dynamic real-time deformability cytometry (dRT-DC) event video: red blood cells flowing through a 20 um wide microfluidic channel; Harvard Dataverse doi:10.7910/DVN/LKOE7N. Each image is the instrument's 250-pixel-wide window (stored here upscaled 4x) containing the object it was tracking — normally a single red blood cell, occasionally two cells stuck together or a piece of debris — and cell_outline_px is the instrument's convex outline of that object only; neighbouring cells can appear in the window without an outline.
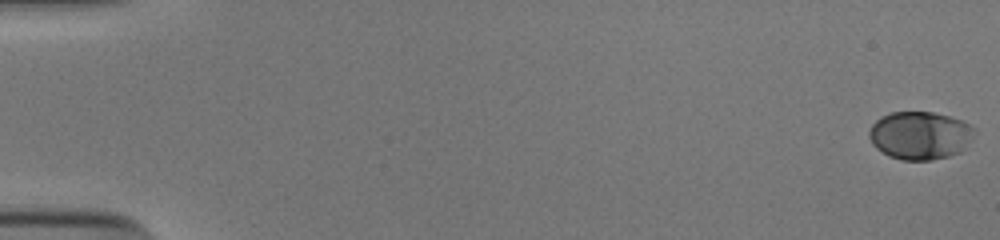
{"species": "human", "species_latin": "Homo sapiens", "temperature_condition": "cold", "stored_images_in_passage": 54, "camera_frame_rate_fps": 3000, "um_per_image_px": 0.085, "donor": {"sex": "male"}, "frame": {"image": 1, "passage_image": 1, "time_ms": 0.0, "image_size_px": [1000, 240], "cell_outline_px": [[976, 132], [972, 140], [960, 152], [948, 156], [932, 160], [900, 160], [888, 156], [876, 148], [872, 144], [868, 136], [868, 132], [872, 124], [880, 116], [892, 112], [932, 112], [964, 120], [976, 128]], "centroid_in_image_um": [78.21, 11.51], "position_along_channel_um": 6.8, "area_um2": 29.88}}
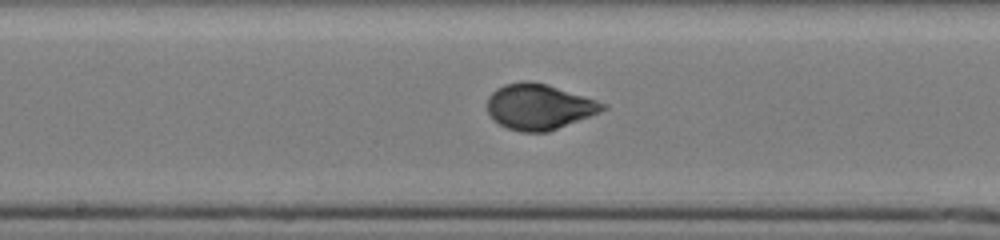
{"frame": {"image": 2, "passage_image": 30, "time_ms": 9.667, "image_size_px": [1000, 240], "cell_outline_px": [[608, 108], [600, 112], [548, 132], [520, 132], [508, 128], [492, 120], [488, 112], [488, 96], [496, 88], [504, 84], [524, 80], [528, 80], [544, 84], [596, 100], [608, 104]], "centroid_in_image_um": [45.79, 9.08], "position_along_channel_um": 202.4, "area_um2": 30.52}}
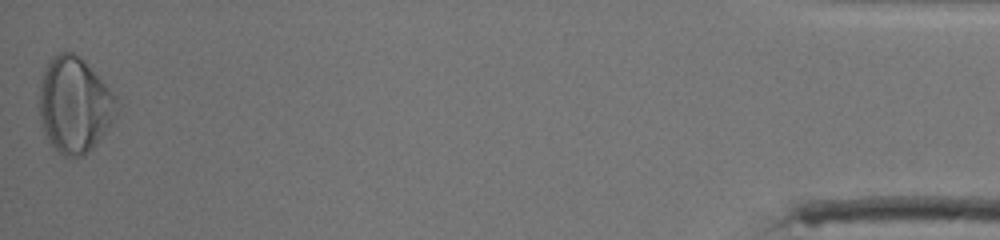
{"frame": {"image": 3, "passage_image": 54, "time_ms": 17.667, "image_size_px": [1000, 240], "cell_outline_px": [[116, 112], [112, 124], [96, 144], [88, 152], [80, 156], [64, 156], [48, 140], [44, 132], [40, 120], [40, 84], [44, 68], [48, 60], [52, 56], [60, 52], [72, 52], [80, 56], [84, 60], [116, 96]], "centroid_in_image_um": [6.32, 8.9], "position_along_channel_um": 428.9, "area_um2": 42.89}, "authors_computed_cell_mechanics": {"area_um2": 30.2005, "velocity_mm_per_s": 3.8959, "shape_relaxation_time_tau1_ms": 2.5651, "shape_relaxation_time_tau2_ms": null, "deformation_change_tau1": 0.1409, "deformation_change_tau2": null}}